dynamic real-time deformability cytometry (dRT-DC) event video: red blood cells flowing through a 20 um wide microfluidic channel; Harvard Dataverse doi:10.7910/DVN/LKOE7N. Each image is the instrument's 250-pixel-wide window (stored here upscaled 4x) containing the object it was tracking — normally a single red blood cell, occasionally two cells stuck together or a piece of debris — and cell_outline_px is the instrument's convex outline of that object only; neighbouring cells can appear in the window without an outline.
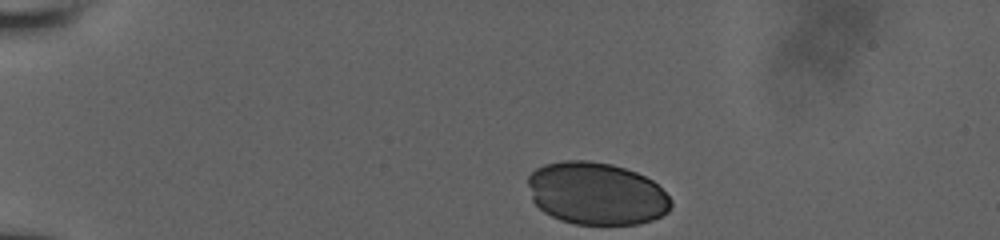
{"species": "human", "species_latin": "Homo sapiens", "temperature_condition": "room temperature", "stored_images_in_passage": 36, "camera_frame_rate_fps": 3000, "um_per_image_px": 0.085, "donor": {"sex": "male"}, "frame": {"image": 1, "passage_image": 1, "time_ms": 0.0, "image_size_px": [1000, 240], "cell_outline_px": [[672, 204], [668, 212], [652, 220], [640, 224], [576, 224], [560, 220], [544, 212], [532, 200], [528, 184], [528, 176], [536, 168], [544, 164], [560, 160], [588, 160], [612, 164], [636, 172], [652, 180], [672, 200]], "centroid_in_image_um": [50.68, 16.44], "position_along_channel_um": 34.3, "area_um2": 52.19}}
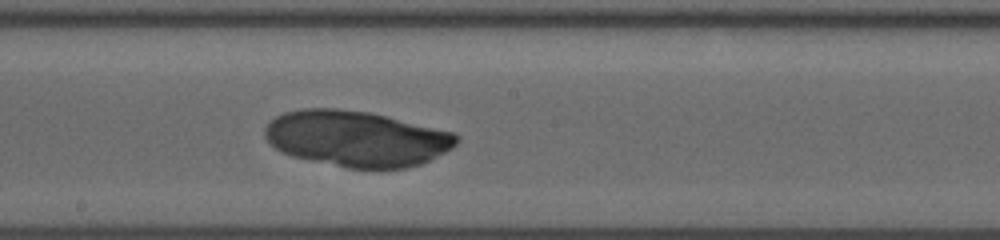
{"frame": {"image": 2, "passage_image": 21, "time_ms": 6.667, "image_size_px": [1000, 240], "cell_outline_px": [[460, 140], [452, 148], [420, 164], [408, 168], [348, 168], [292, 156], [276, 148], [264, 136], [264, 128], [276, 116], [284, 112], [304, 108], [336, 108], [368, 112], [452, 132], [460, 136]], "centroid_in_image_um": [30.29, 11.78], "position_along_channel_um": 217.9, "area_um2": 61.79}}
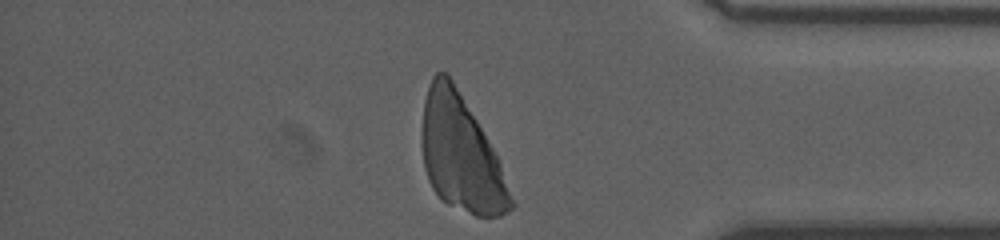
{"frame": {"image": 3, "passage_image": 36, "time_ms": 11.667, "image_size_px": [1000, 240], "cell_outline_px": [[516, 204], [508, 212], [500, 216], [476, 216], [448, 204], [440, 200], [432, 188], [428, 180], [424, 168], [420, 136], [424, 100], [428, 84], [432, 76], [436, 72], [444, 72], [452, 80], [476, 120], [492, 148], [500, 164]], "centroid_in_image_um": [39.14, 13.1], "position_along_channel_um": 396.1, "area_um2": 59.77}}